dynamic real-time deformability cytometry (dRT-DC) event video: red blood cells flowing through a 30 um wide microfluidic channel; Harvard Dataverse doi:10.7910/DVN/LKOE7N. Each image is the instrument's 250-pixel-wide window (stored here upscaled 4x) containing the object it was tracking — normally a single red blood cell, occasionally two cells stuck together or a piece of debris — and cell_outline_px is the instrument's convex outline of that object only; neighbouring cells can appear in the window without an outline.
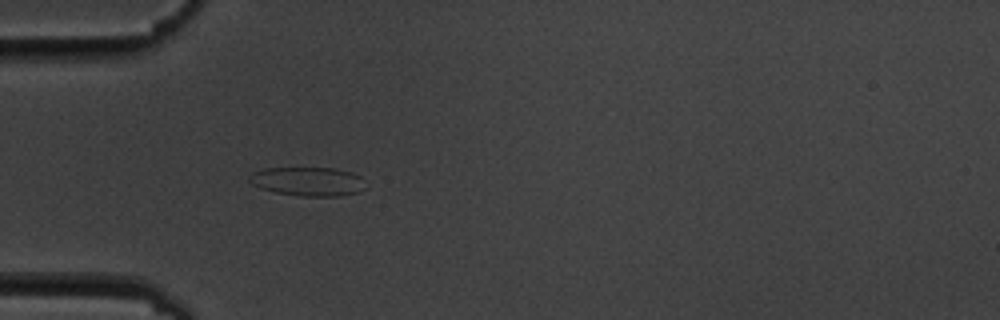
{"species": "common noctule bat (a hibernating species)", "species_latin": "Nyctalus noctula", "temperature_condition": "cold", "stored_images_in_passage": 1, "camera_frame_rate_fps": 3000, "um_per_image_px": 0.085, "animal": {"sex": "male", "body_mass_g": 19.5, "forearm_length_mm": 54.6}, "frame": {"image": 1, "passage_image": 1, "time_ms": 0.0, "image_size_px": [1000, 320], "cell_outline_px": [[368, 188], [360, 192], [340, 196], [300, 196], [276, 192], [260, 188], [252, 184], [248, 180], [248, 176], [252, 172], [264, 168], [336, 168], [352, 172], [360, 176]], "centroid_in_image_um": [26.2, 15.42], "position_along_channel_um": 58.8, "area_um2": 19.88}}